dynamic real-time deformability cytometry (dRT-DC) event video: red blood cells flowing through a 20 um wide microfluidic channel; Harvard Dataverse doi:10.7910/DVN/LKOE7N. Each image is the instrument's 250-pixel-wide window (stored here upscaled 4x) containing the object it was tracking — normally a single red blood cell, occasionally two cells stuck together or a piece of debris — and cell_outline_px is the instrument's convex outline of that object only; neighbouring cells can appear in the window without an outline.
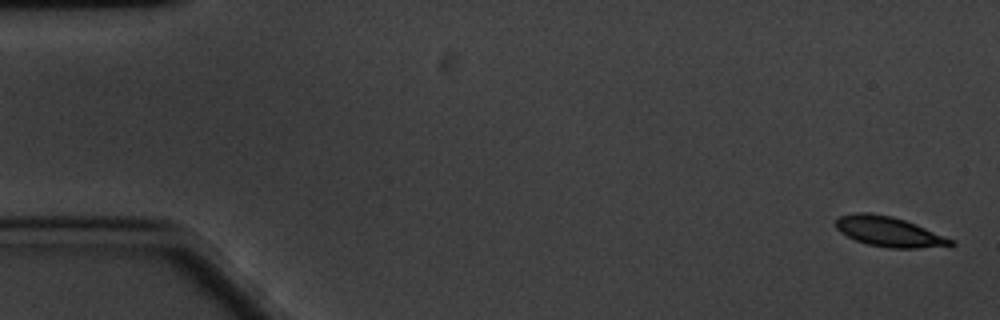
{"species": "common noctule bat (a hibernating species)", "species_latin": "Nyctalus noctula", "temperature_condition": "cold", "stored_images_in_passage": 61, "camera_frame_rate_fps": 3000, "um_per_image_px": 0.085, "animal": {"sex": "male", "body_mass_g": 20.1, "forearm_length_mm": 53.5}, "frame": {"image": 1, "passage_image": 2, "time_ms": 0.333, "image_size_px": [1000, 320], "cell_outline_px": [[956, 244], [920, 248], [888, 248], [868, 244], [856, 240], [840, 232], [836, 228], [836, 220], [840, 216], [856, 212], [868, 212], [892, 216], [916, 224], [956, 240]], "centroid_in_image_um": [75.58, 19.69], "position_along_channel_um": 9.4, "area_um2": 20.06}}
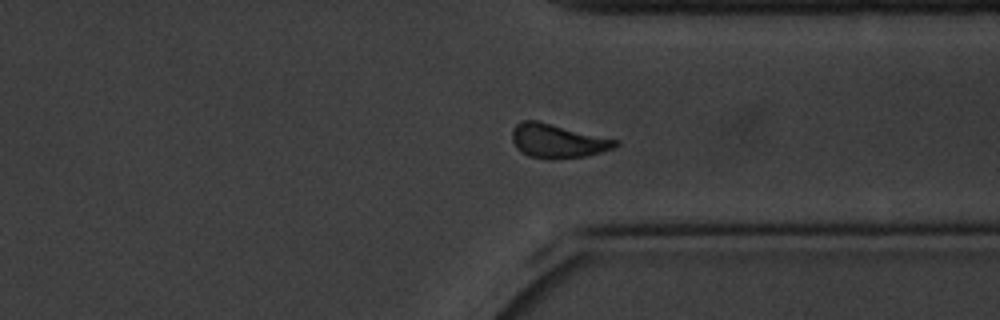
{"frame": {"image": 2, "passage_image": 46, "time_ms": 15.0, "image_size_px": [1000, 320], "cell_outline_px": [[620, 144], [616, 148], [584, 156], [552, 160], [548, 160], [528, 156], [520, 152], [516, 148], [512, 140], [512, 128], [520, 120], [536, 120], [620, 140]], "centroid_in_image_um": [47.39, 11.99], "position_along_channel_um": 364.0, "area_um2": 20.81}}
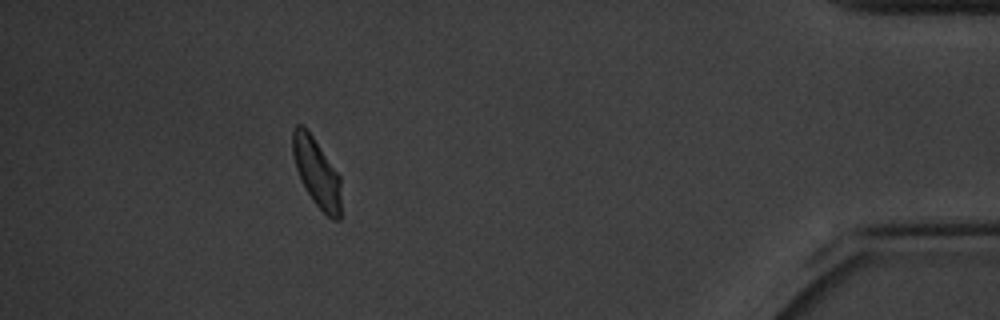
{"frame": {"image": 3, "passage_image": 55, "time_ms": 18.0, "image_size_px": [1000, 320], "cell_outline_px": [[340, 220], [332, 220], [312, 200], [300, 180], [296, 168], [292, 152], [292, 132], [296, 124], [300, 124], [312, 136], [340, 176]], "centroid_in_image_um": [26.9, 14.68], "position_along_channel_um": 408.3, "area_um2": 19.07}, "authors_computed_cell_mechanics": {"area_um2": 20.519, "velocity_mm_per_s": 3.2838, "shape_relaxation_time_tau1_ms": null, "shape_relaxation_time_tau2_ms": 3.7083, "deformation_change_tau1": null, "deformation_change_tau2": 0.0612}}